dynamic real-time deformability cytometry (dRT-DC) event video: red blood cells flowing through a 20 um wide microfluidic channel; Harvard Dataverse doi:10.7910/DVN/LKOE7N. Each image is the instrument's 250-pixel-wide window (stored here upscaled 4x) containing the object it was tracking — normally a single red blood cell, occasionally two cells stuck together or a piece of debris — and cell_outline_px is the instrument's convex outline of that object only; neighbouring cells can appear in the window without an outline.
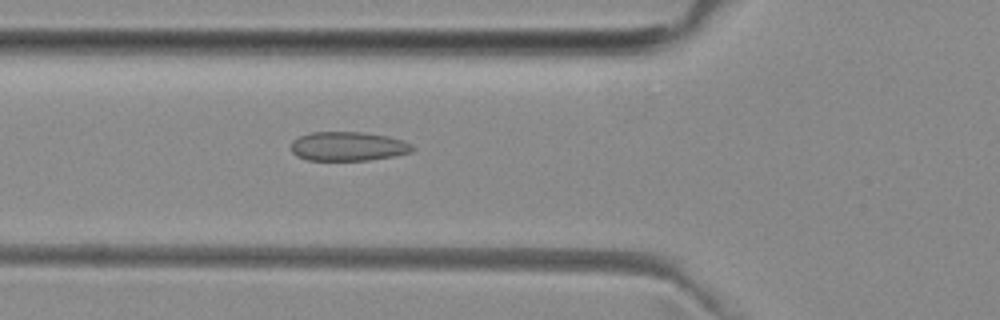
{"species": "common noctule bat (a hibernating species)", "species_latin": "Nyctalus noctula", "temperature_condition": "room temperature", "stored_images_in_passage": 32, "camera_frame_rate_fps": 3000, "um_per_image_px": 0.085, "animal": {"sex": "female", "body_mass_g": 29.2, "forearm_length_mm": 56.3}, "frame": {"image": 1, "passage_image": 5, "time_ms": 1.333, "image_size_px": [1000, 320], "cell_outline_px": [[416, 148], [412, 152], [396, 156], [368, 160], [308, 160], [296, 156], [292, 152], [292, 140], [300, 136], [312, 132], [364, 132], [388, 136], [404, 140], [412, 144]], "centroid_in_image_um": [29.63, 12.44], "position_along_channel_um": 96.2, "area_um2": 20.81}}
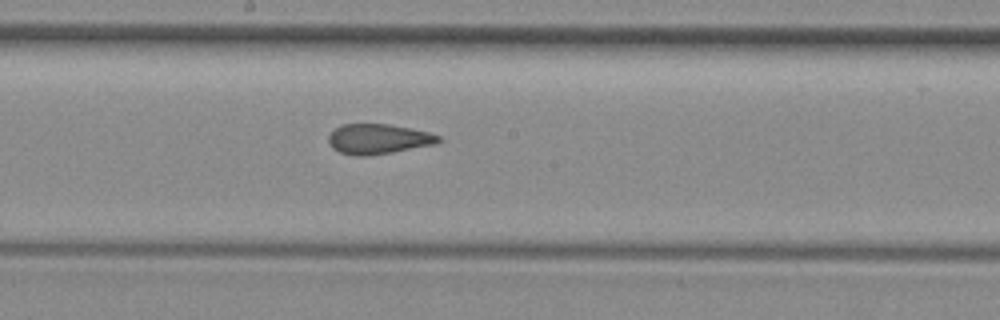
{"frame": {"image": 2, "passage_image": 14, "time_ms": 4.333, "image_size_px": [1000, 320], "cell_outline_px": [[444, 140], [436, 144], [392, 152], [368, 156], [356, 156], [340, 152], [332, 148], [328, 140], [328, 136], [340, 124], [388, 124], [428, 132], [440, 136]], "centroid_in_image_um": [32.16, 11.82], "position_along_channel_um": 216.0, "area_um2": 19.25}}
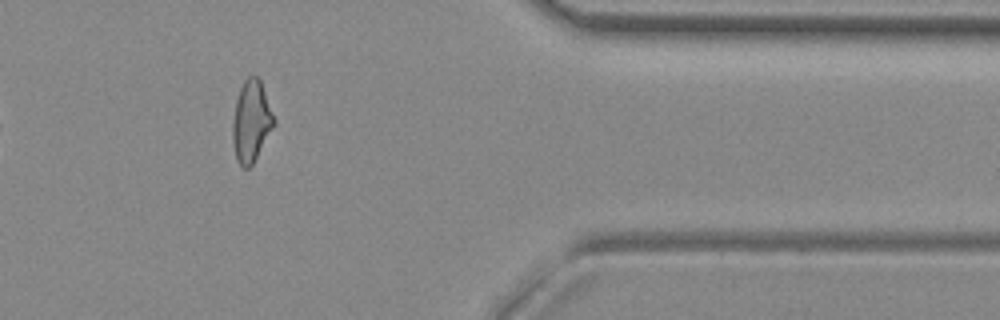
{"frame": {"image": 3, "passage_image": 29, "time_ms": 9.333, "image_size_px": [1000, 320], "cell_outline_px": [[276, 124], [252, 164], [248, 168], [244, 168], [236, 160], [232, 140], [232, 124], [236, 100], [240, 88], [244, 80], [248, 76], [256, 76], [260, 80], [276, 120]], "centroid_in_image_um": [21.36, 10.32], "position_along_channel_um": 390.0, "area_um2": 19.59}}